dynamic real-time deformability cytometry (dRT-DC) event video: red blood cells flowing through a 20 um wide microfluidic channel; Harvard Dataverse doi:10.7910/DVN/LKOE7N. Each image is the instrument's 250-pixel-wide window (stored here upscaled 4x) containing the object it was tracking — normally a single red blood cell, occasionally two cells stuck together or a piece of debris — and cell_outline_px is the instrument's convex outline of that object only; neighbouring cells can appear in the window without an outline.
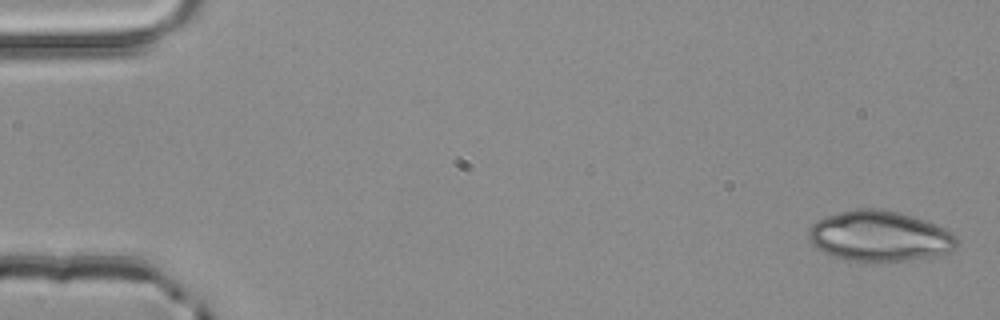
{"species": "common noctule bat (a hibernating species)", "species_latin": "Nyctalus noctula", "temperature_condition": "room temperature", "stored_images_in_passage": 4, "camera_frame_rate_fps": 3000, "um_per_image_px": 0.085, "animal": {"sex": "male", "body_mass_g": 20.4}, "frame": {"image": 1, "passage_image": 1, "time_ms": 0.0, "image_size_px": [1000, 320], "cell_outline_px": [[956, 248], [952, 252], [936, 256], [904, 260], [848, 260], [832, 256], [824, 252], [812, 244], [808, 240], [808, 228], [816, 220], [824, 216], [856, 208], [880, 208], [900, 212], [936, 224], [952, 232], [956, 236]], "centroid_in_image_um": [74.75, 20.05], "position_along_channel_um": 10.2, "area_um2": 43.64}}